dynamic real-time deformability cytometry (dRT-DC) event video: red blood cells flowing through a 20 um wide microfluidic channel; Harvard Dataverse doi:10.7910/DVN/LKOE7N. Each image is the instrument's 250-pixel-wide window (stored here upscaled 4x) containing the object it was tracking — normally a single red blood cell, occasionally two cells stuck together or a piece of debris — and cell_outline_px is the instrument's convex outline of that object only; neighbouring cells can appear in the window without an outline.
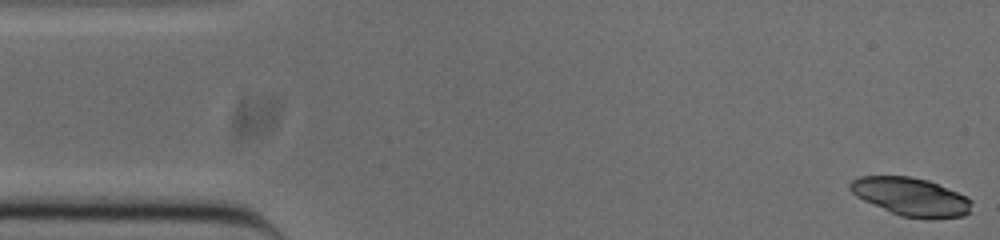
{"species": "common noctule bat (a hibernating species)", "species_latin": "Nyctalus noctula", "temperature_condition": "cold", "stored_images_in_passage": 51, "camera_frame_rate_fps": 3000, "um_per_image_px": 0.085, "animal": {"sex": "male", "body_mass_g": 20.0, "forearm_length_mm": 53.3}, "frame": {"image": 1, "passage_image": 1, "time_ms": 0.0, "image_size_px": [1000, 240], "cell_outline_px": [[972, 200], [968, 212], [964, 216], [900, 216], [864, 200], [856, 196], [848, 188], [848, 184], [852, 180], [860, 176], [908, 176], [928, 180], [956, 192]], "centroid_in_image_um": [77.35, 16.67], "position_along_channel_um": 7.6, "area_um2": 26.07}}